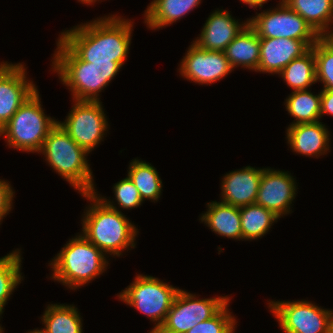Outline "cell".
I'll use <instances>...</instances> for the list:
<instances>
[{
    "instance_id": "1",
    "label": "cell",
    "mask_w": 333,
    "mask_h": 333,
    "mask_svg": "<svg viewBox=\"0 0 333 333\" xmlns=\"http://www.w3.org/2000/svg\"><path fill=\"white\" fill-rule=\"evenodd\" d=\"M117 14L99 17L69 30L59 38L82 60L94 64H121L127 59L133 22Z\"/></svg>"
},
{
    "instance_id": "2",
    "label": "cell",
    "mask_w": 333,
    "mask_h": 333,
    "mask_svg": "<svg viewBox=\"0 0 333 333\" xmlns=\"http://www.w3.org/2000/svg\"><path fill=\"white\" fill-rule=\"evenodd\" d=\"M80 195L91 204L82 216L81 232L92 244L112 257L135 248L139 231L126 215L107 206L94 192Z\"/></svg>"
},
{
    "instance_id": "3",
    "label": "cell",
    "mask_w": 333,
    "mask_h": 333,
    "mask_svg": "<svg viewBox=\"0 0 333 333\" xmlns=\"http://www.w3.org/2000/svg\"><path fill=\"white\" fill-rule=\"evenodd\" d=\"M54 53L52 69L71 91L73 101H100L99 93L109 86L122 67L82 61L59 37Z\"/></svg>"
},
{
    "instance_id": "4",
    "label": "cell",
    "mask_w": 333,
    "mask_h": 333,
    "mask_svg": "<svg viewBox=\"0 0 333 333\" xmlns=\"http://www.w3.org/2000/svg\"><path fill=\"white\" fill-rule=\"evenodd\" d=\"M99 248L92 244L81 232L61 248L50 260V278L76 290L99 277L107 269L109 261ZM52 266V267H51Z\"/></svg>"
},
{
    "instance_id": "5",
    "label": "cell",
    "mask_w": 333,
    "mask_h": 333,
    "mask_svg": "<svg viewBox=\"0 0 333 333\" xmlns=\"http://www.w3.org/2000/svg\"><path fill=\"white\" fill-rule=\"evenodd\" d=\"M45 161L79 194L95 191L93 172L87 160L88 152L80 147L57 123L39 151Z\"/></svg>"
},
{
    "instance_id": "6",
    "label": "cell",
    "mask_w": 333,
    "mask_h": 333,
    "mask_svg": "<svg viewBox=\"0 0 333 333\" xmlns=\"http://www.w3.org/2000/svg\"><path fill=\"white\" fill-rule=\"evenodd\" d=\"M39 93L37 90L30 96L0 130L8 148L39 153L47 135L58 123L45 114Z\"/></svg>"
},
{
    "instance_id": "7",
    "label": "cell",
    "mask_w": 333,
    "mask_h": 333,
    "mask_svg": "<svg viewBox=\"0 0 333 333\" xmlns=\"http://www.w3.org/2000/svg\"><path fill=\"white\" fill-rule=\"evenodd\" d=\"M179 290V287H173L151 275L137 274L134 281L117 296L155 323L149 332L154 333L165 321Z\"/></svg>"
},
{
    "instance_id": "8",
    "label": "cell",
    "mask_w": 333,
    "mask_h": 333,
    "mask_svg": "<svg viewBox=\"0 0 333 333\" xmlns=\"http://www.w3.org/2000/svg\"><path fill=\"white\" fill-rule=\"evenodd\" d=\"M248 24L260 38H291L304 41L310 48L321 36L298 13L282 0L276 8L256 12Z\"/></svg>"
},
{
    "instance_id": "9",
    "label": "cell",
    "mask_w": 333,
    "mask_h": 333,
    "mask_svg": "<svg viewBox=\"0 0 333 333\" xmlns=\"http://www.w3.org/2000/svg\"><path fill=\"white\" fill-rule=\"evenodd\" d=\"M270 312L284 333H332L333 310L308 300L271 301Z\"/></svg>"
},
{
    "instance_id": "10",
    "label": "cell",
    "mask_w": 333,
    "mask_h": 333,
    "mask_svg": "<svg viewBox=\"0 0 333 333\" xmlns=\"http://www.w3.org/2000/svg\"><path fill=\"white\" fill-rule=\"evenodd\" d=\"M230 300L228 295L200 299L196 294L180 289L165 321L154 333H186L216 315Z\"/></svg>"
},
{
    "instance_id": "11",
    "label": "cell",
    "mask_w": 333,
    "mask_h": 333,
    "mask_svg": "<svg viewBox=\"0 0 333 333\" xmlns=\"http://www.w3.org/2000/svg\"><path fill=\"white\" fill-rule=\"evenodd\" d=\"M66 119L59 126L88 153L103 141L108 132L107 116L100 101H73Z\"/></svg>"
},
{
    "instance_id": "12",
    "label": "cell",
    "mask_w": 333,
    "mask_h": 333,
    "mask_svg": "<svg viewBox=\"0 0 333 333\" xmlns=\"http://www.w3.org/2000/svg\"><path fill=\"white\" fill-rule=\"evenodd\" d=\"M37 90L24 64L0 63V130Z\"/></svg>"
},
{
    "instance_id": "13",
    "label": "cell",
    "mask_w": 333,
    "mask_h": 333,
    "mask_svg": "<svg viewBox=\"0 0 333 333\" xmlns=\"http://www.w3.org/2000/svg\"><path fill=\"white\" fill-rule=\"evenodd\" d=\"M191 43L178 69L179 74L187 81L210 85L234 71L225 52L203 50Z\"/></svg>"
},
{
    "instance_id": "14",
    "label": "cell",
    "mask_w": 333,
    "mask_h": 333,
    "mask_svg": "<svg viewBox=\"0 0 333 333\" xmlns=\"http://www.w3.org/2000/svg\"><path fill=\"white\" fill-rule=\"evenodd\" d=\"M291 173L273 168H264L256 197V204L272 211L279 218L291 214L297 185Z\"/></svg>"
},
{
    "instance_id": "15",
    "label": "cell",
    "mask_w": 333,
    "mask_h": 333,
    "mask_svg": "<svg viewBox=\"0 0 333 333\" xmlns=\"http://www.w3.org/2000/svg\"><path fill=\"white\" fill-rule=\"evenodd\" d=\"M231 15L227 10H214L203 25L200 36L193 43L203 50L224 52L228 44L248 24V19L241 23Z\"/></svg>"
},
{
    "instance_id": "16",
    "label": "cell",
    "mask_w": 333,
    "mask_h": 333,
    "mask_svg": "<svg viewBox=\"0 0 333 333\" xmlns=\"http://www.w3.org/2000/svg\"><path fill=\"white\" fill-rule=\"evenodd\" d=\"M264 168L246 166L226 173L221 183V202L243 207L256 202Z\"/></svg>"
},
{
    "instance_id": "17",
    "label": "cell",
    "mask_w": 333,
    "mask_h": 333,
    "mask_svg": "<svg viewBox=\"0 0 333 333\" xmlns=\"http://www.w3.org/2000/svg\"><path fill=\"white\" fill-rule=\"evenodd\" d=\"M310 47L291 38H260V59L256 72L279 74L293 59L301 57Z\"/></svg>"
},
{
    "instance_id": "18",
    "label": "cell",
    "mask_w": 333,
    "mask_h": 333,
    "mask_svg": "<svg viewBox=\"0 0 333 333\" xmlns=\"http://www.w3.org/2000/svg\"><path fill=\"white\" fill-rule=\"evenodd\" d=\"M286 131L287 143L293 152L309 158L330 152V131L320 121L288 126Z\"/></svg>"
},
{
    "instance_id": "19",
    "label": "cell",
    "mask_w": 333,
    "mask_h": 333,
    "mask_svg": "<svg viewBox=\"0 0 333 333\" xmlns=\"http://www.w3.org/2000/svg\"><path fill=\"white\" fill-rule=\"evenodd\" d=\"M207 211L199 220L221 237L242 240L240 208L223 202L212 201L206 204Z\"/></svg>"
},
{
    "instance_id": "20",
    "label": "cell",
    "mask_w": 333,
    "mask_h": 333,
    "mask_svg": "<svg viewBox=\"0 0 333 333\" xmlns=\"http://www.w3.org/2000/svg\"><path fill=\"white\" fill-rule=\"evenodd\" d=\"M231 67L241 66L256 72L260 59V37L247 24L225 49Z\"/></svg>"
},
{
    "instance_id": "21",
    "label": "cell",
    "mask_w": 333,
    "mask_h": 333,
    "mask_svg": "<svg viewBox=\"0 0 333 333\" xmlns=\"http://www.w3.org/2000/svg\"><path fill=\"white\" fill-rule=\"evenodd\" d=\"M201 0H153L144 12L147 28L156 30L177 22L198 7Z\"/></svg>"
},
{
    "instance_id": "22",
    "label": "cell",
    "mask_w": 333,
    "mask_h": 333,
    "mask_svg": "<svg viewBox=\"0 0 333 333\" xmlns=\"http://www.w3.org/2000/svg\"><path fill=\"white\" fill-rule=\"evenodd\" d=\"M322 36L333 25L332 0H282ZM332 24V25H331Z\"/></svg>"
},
{
    "instance_id": "23",
    "label": "cell",
    "mask_w": 333,
    "mask_h": 333,
    "mask_svg": "<svg viewBox=\"0 0 333 333\" xmlns=\"http://www.w3.org/2000/svg\"><path fill=\"white\" fill-rule=\"evenodd\" d=\"M74 305L48 304L41 317L45 333H82L80 312Z\"/></svg>"
},
{
    "instance_id": "24",
    "label": "cell",
    "mask_w": 333,
    "mask_h": 333,
    "mask_svg": "<svg viewBox=\"0 0 333 333\" xmlns=\"http://www.w3.org/2000/svg\"><path fill=\"white\" fill-rule=\"evenodd\" d=\"M285 100L286 111L294 118L289 126L321 120V91L318 94H313L310 89L292 91Z\"/></svg>"
},
{
    "instance_id": "25",
    "label": "cell",
    "mask_w": 333,
    "mask_h": 333,
    "mask_svg": "<svg viewBox=\"0 0 333 333\" xmlns=\"http://www.w3.org/2000/svg\"><path fill=\"white\" fill-rule=\"evenodd\" d=\"M128 178L138 189L142 200L149 199L155 203L162 195V180L158 171L149 162L132 159L128 167Z\"/></svg>"
},
{
    "instance_id": "26",
    "label": "cell",
    "mask_w": 333,
    "mask_h": 333,
    "mask_svg": "<svg viewBox=\"0 0 333 333\" xmlns=\"http://www.w3.org/2000/svg\"><path fill=\"white\" fill-rule=\"evenodd\" d=\"M293 91L308 90L316 82V60L311 47L299 58L293 59L278 74Z\"/></svg>"
},
{
    "instance_id": "27",
    "label": "cell",
    "mask_w": 333,
    "mask_h": 333,
    "mask_svg": "<svg viewBox=\"0 0 333 333\" xmlns=\"http://www.w3.org/2000/svg\"><path fill=\"white\" fill-rule=\"evenodd\" d=\"M239 208L242 239L245 241L261 239L279 219L272 211L256 203Z\"/></svg>"
},
{
    "instance_id": "28",
    "label": "cell",
    "mask_w": 333,
    "mask_h": 333,
    "mask_svg": "<svg viewBox=\"0 0 333 333\" xmlns=\"http://www.w3.org/2000/svg\"><path fill=\"white\" fill-rule=\"evenodd\" d=\"M21 250L15 249L0 258V312L3 313L5 305L16 287L23 280L21 273Z\"/></svg>"
},
{
    "instance_id": "29",
    "label": "cell",
    "mask_w": 333,
    "mask_h": 333,
    "mask_svg": "<svg viewBox=\"0 0 333 333\" xmlns=\"http://www.w3.org/2000/svg\"><path fill=\"white\" fill-rule=\"evenodd\" d=\"M95 191L94 193L107 206L114 208L117 211L120 210L119 207L122 208L123 210L124 209L130 210L139 207L143 203V200L140 196L138 189L135 187L133 182L128 178V176L113 185L115 201L117 202L116 204L119 205L118 208L114 203L115 201L102 197L100 194L97 193V189Z\"/></svg>"
},
{
    "instance_id": "30",
    "label": "cell",
    "mask_w": 333,
    "mask_h": 333,
    "mask_svg": "<svg viewBox=\"0 0 333 333\" xmlns=\"http://www.w3.org/2000/svg\"><path fill=\"white\" fill-rule=\"evenodd\" d=\"M312 48L316 60V82L323 84L322 90H333V48L322 38Z\"/></svg>"
},
{
    "instance_id": "31",
    "label": "cell",
    "mask_w": 333,
    "mask_h": 333,
    "mask_svg": "<svg viewBox=\"0 0 333 333\" xmlns=\"http://www.w3.org/2000/svg\"><path fill=\"white\" fill-rule=\"evenodd\" d=\"M230 301L213 317L196 324L186 333H235L237 321L229 310Z\"/></svg>"
},
{
    "instance_id": "32",
    "label": "cell",
    "mask_w": 333,
    "mask_h": 333,
    "mask_svg": "<svg viewBox=\"0 0 333 333\" xmlns=\"http://www.w3.org/2000/svg\"><path fill=\"white\" fill-rule=\"evenodd\" d=\"M15 191L6 180L0 179V225L3 218L6 217L12 210L13 198L15 197Z\"/></svg>"
},
{
    "instance_id": "33",
    "label": "cell",
    "mask_w": 333,
    "mask_h": 333,
    "mask_svg": "<svg viewBox=\"0 0 333 333\" xmlns=\"http://www.w3.org/2000/svg\"><path fill=\"white\" fill-rule=\"evenodd\" d=\"M333 116V90H321V117Z\"/></svg>"
},
{
    "instance_id": "34",
    "label": "cell",
    "mask_w": 333,
    "mask_h": 333,
    "mask_svg": "<svg viewBox=\"0 0 333 333\" xmlns=\"http://www.w3.org/2000/svg\"><path fill=\"white\" fill-rule=\"evenodd\" d=\"M242 3L249 5V8H263V4L267 3L268 0H240Z\"/></svg>"
},
{
    "instance_id": "35",
    "label": "cell",
    "mask_w": 333,
    "mask_h": 333,
    "mask_svg": "<svg viewBox=\"0 0 333 333\" xmlns=\"http://www.w3.org/2000/svg\"><path fill=\"white\" fill-rule=\"evenodd\" d=\"M332 29V30H331ZM326 31L321 38L331 47L333 48V28Z\"/></svg>"
},
{
    "instance_id": "36",
    "label": "cell",
    "mask_w": 333,
    "mask_h": 333,
    "mask_svg": "<svg viewBox=\"0 0 333 333\" xmlns=\"http://www.w3.org/2000/svg\"><path fill=\"white\" fill-rule=\"evenodd\" d=\"M78 1L81 2L82 4L93 5L94 3L100 0H78Z\"/></svg>"
},
{
    "instance_id": "37",
    "label": "cell",
    "mask_w": 333,
    "mask_h": 333,
    "mask_svg": "<svg viewBox=\"0 0 333 333\" xmlns=\"http://www.w3.org/2000/svg\"><path fill=\"white\" fill-rule=\"evenodd\" d=\"M27 333H45V332L41 328V329H33L31 331H28Z\"/></svg>"
},
{
    "instance_id": "38",
    "label": "cell",
    "mask_w": 333,
    "mask_h": 333,
    "mask_svg": "<svg viewBox=\"0 0 333 333\" xmlns=\"http://www.w3.org/2000/svg\"><path fill=\"white\" fill-rule=\"evenodd\" d=\"M3 313H1L0 312V317H2L1 315H2ZM1 320V319H0ZM4 332V330H3V327L0 325V333H3Z\"/></svg>"
}]
</instances>
